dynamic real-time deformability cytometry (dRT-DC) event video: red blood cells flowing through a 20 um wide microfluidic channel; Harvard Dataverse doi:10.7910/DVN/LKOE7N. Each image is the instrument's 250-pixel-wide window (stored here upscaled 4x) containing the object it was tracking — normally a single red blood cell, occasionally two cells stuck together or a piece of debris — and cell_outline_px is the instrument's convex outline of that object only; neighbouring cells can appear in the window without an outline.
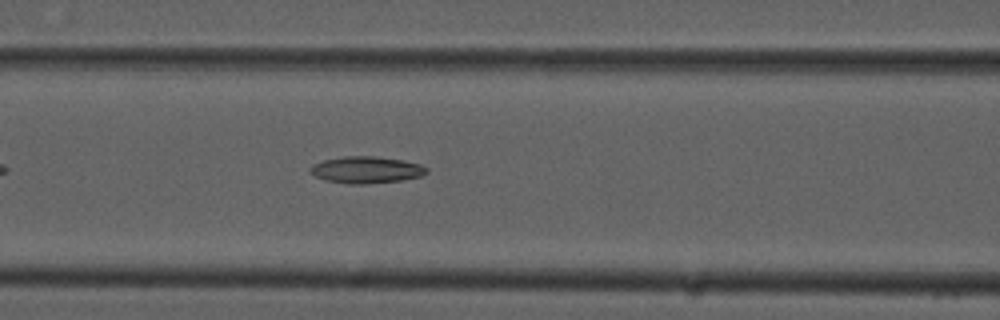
{"species": "common noctule bat (a hibernating species)", "species_latin": "Nyctalus noctula", "temperature_condition": "cold", "stored_images_in_passage": 37, "camera_frame_rate_fps": 3000, "um_per_image_px": 0.085, "animal": {"sex": "male", "forearm_length_mm": 52.5}, "frame": {"image": 1, "passage_image": 10, "time_ms": 3.0, "image_size_px": [1000, 320], "cell_outline_px": [[428, 172], [420, 176], [400, 180], [364, 184], [348, 184], [328, 180], [316, 176], [308, 172], [308, 168], [312, 164], [324, 160], [344, 156], [376, 156], [404, 160], [420, 164], [428, 168]], "centroid_in_image_um": [31.12, 14.42], "position_along_channel_um": 135.5, "area_um2": 18.15}}
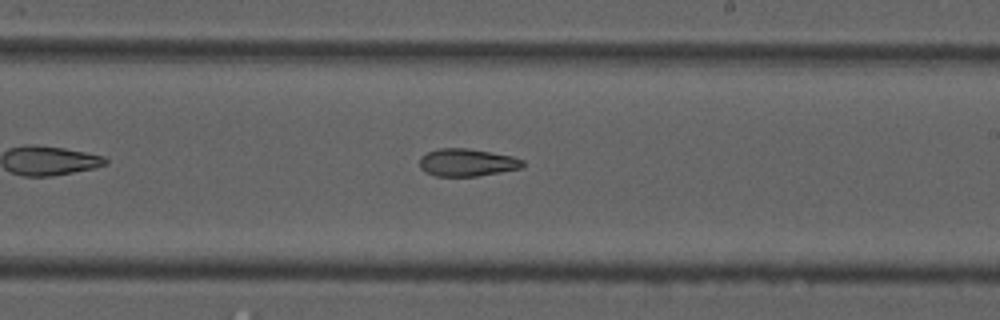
{"frame": {"image": 2, "passage_image": 19, "time_ms": 6.0, "image_size_px": [1000, 320], "cell_outline_px": [[524, 164], [520, 168], [500, 172], [476, 176], [436, 176], [424, 172], [420, 168], [420, 156], [428, 152], [440, 148], [468, 148], [512, 156], [524, 160]], "centroid_in_image_um": [39.67, 13.81], "position_along_channel_um": 249.3, "area_um2": 16.53}}
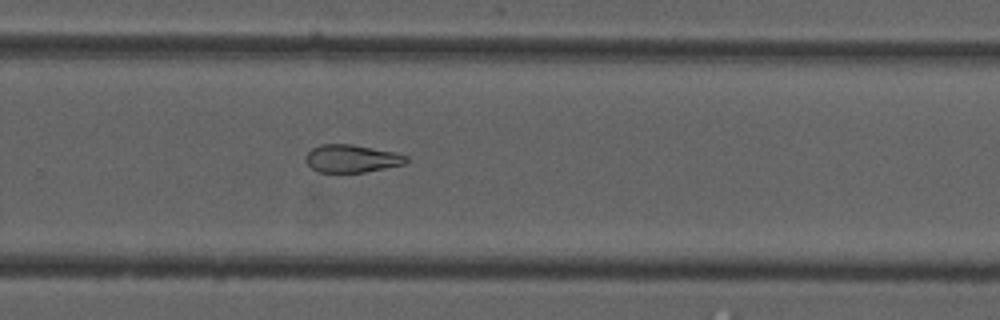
{"frame": {"image": 3, "passage_image": 23, "time_ms": 7.333, "image_size_px": [1000, 320], "cell_outline_px": [[408, 160], [404, 164], [364, 172], [316, 172], [304, 160], [304, 156], [312, 148], [320, 144], [352, 144], [396, 152], [408, 156]], "centroid_in_image_um": [29.87, 13.47], "position_along_channel_um": 299.9, "area_um2": 16.36}, "authors_computed_cell_mechanics": {"area_um2": 17.8024, "velocity_mm_per_s": 3.8055, "shape_relaxation_time_tau1_ms": null, "shape_relaxation_time_tau2_ms": 4.8163, "deformation_change_tau1": null, "deformation_change_tau2": 0.129}}